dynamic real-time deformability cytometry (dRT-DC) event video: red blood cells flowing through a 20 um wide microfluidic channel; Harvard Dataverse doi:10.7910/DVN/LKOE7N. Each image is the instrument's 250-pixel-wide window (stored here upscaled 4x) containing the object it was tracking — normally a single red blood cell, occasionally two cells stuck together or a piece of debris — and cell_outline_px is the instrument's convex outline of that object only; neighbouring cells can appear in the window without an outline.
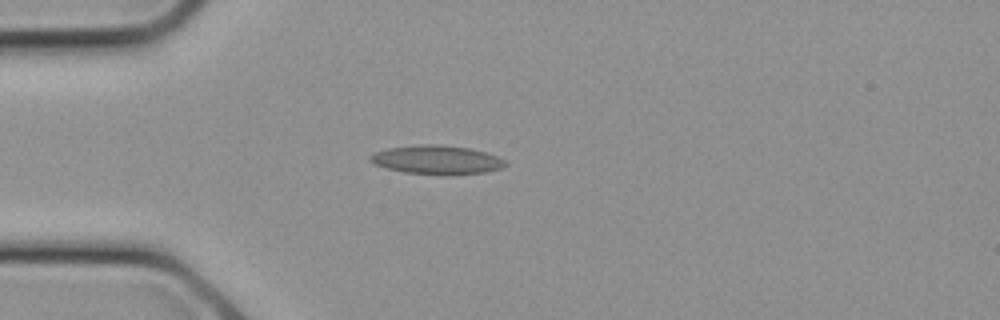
{"species": "common noctule bat (a hibernating species)", "species_latin": "Nyctalus noctula", "temperature_condition": "cold", "stored_images_in_passage": 10, "camera_frame_rate_fps": 3000, "um_per_image_px": 0.085, "animal": {"sex": "female", "body_mass_g": 21.9}, "frame": {"image": 1, "passage_image": 6, "time_ms": 1.667, "image_size_px": [1000, 320], "cell_outline_px": [[508, 164], [500, 168], [488, 172], [452, 176], [448, 176], [404, 172], [372, 164], [368, 160], [368, 156], [376, 152], [388, 148], [416, 144], [440, 144], [472, 148], [496, 156], [504, 160]], "centroid_in_image_um": [37.12, 13.59], "position_along_channel_um": 47.9, "area_um2": 23.18}}
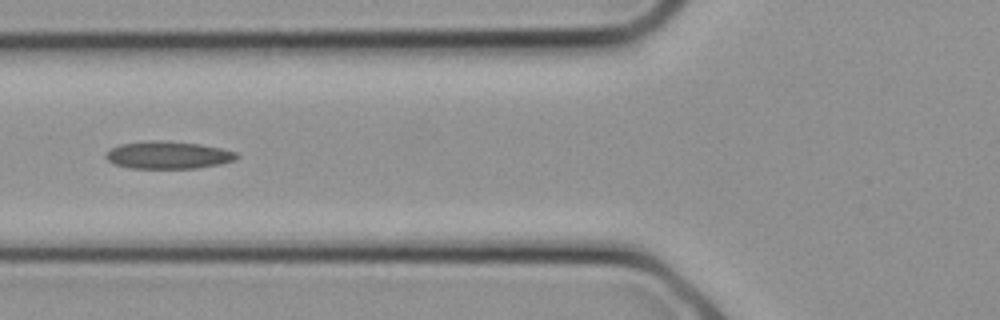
{"frame": {"image": 2, "passage_image": 9, "time_ms": 2.667, "image_size_px": [1000, 320], "cell_outline_px": [[240, 156], [236, 160], [220, 164], [196, 168], [132, 168], [116, 164], [108, 160], [104, 156], [112, 148], [120, 144], [148, 140], [164, 140], [200, 144], [220, 148], [236, 152]], "centroid_in_image_um": [14.32, 13.17], "position_along_channel_um": 111.5, "area_um2": 20.92}}